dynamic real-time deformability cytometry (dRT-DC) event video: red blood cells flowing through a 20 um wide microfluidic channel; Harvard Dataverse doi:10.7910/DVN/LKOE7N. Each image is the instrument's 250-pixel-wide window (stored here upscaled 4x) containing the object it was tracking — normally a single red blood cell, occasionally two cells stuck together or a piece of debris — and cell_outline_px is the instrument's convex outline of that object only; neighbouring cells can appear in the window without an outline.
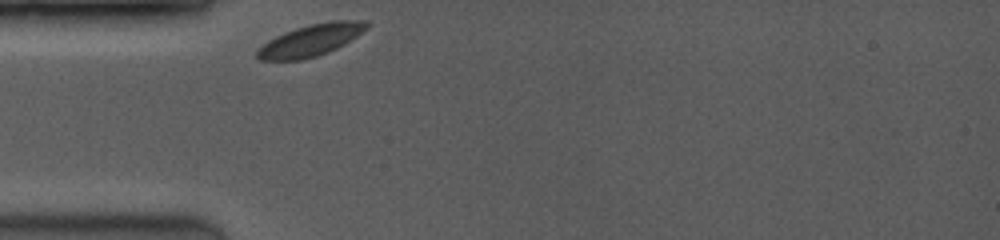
{"species": "common noctule bat (a hibernating species)", "species_latin": "Nyctalus noctula", "temperature_condition": "room temperature", "stored_images_in_passage": 34, "camera_frame_rate_fps": 3500, "um_per_image_px": 0.085, "animal": {"sex": "female", "body_mass_g": 19.0, "forearm_length_mm": 53.3}, "frame": {"image": 1, "passage_image": 1, "time_ms": 0.0, "image_size_px": [1000, 240], "cell_outline_px": [[368, 28], [344, 44], [328, 52], [316, 56], [300, 60], [260, 60], [256, 56], [256, 52], [268, 40], [284, 32], [296, 28], [312, 24], [332, 20], [360, 20], [368, 24]], "centroid_in_image_um": [26.41, 3.42], "position_along_channel_um": 58.6, "area_um2": 19.94}}
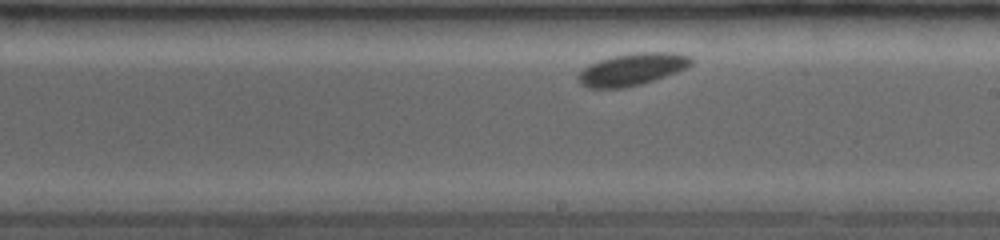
{"frame": {"image": 2, "passage_image": 18, "time_ms": 4.857, "image_size_px": [1000, 240], "cell_outline_px": [[692, 64], [688, 68], [640, 84], [624, 88], [588, 88], [580, 84], [576, 76], [588, 64], [612, 56], [632, 52], [672, 52], [692, 56]], "centroid_in_image_um": [53.72, 5.88], "position_along_channel_um": 235.3, "area_um2": 21.27}}
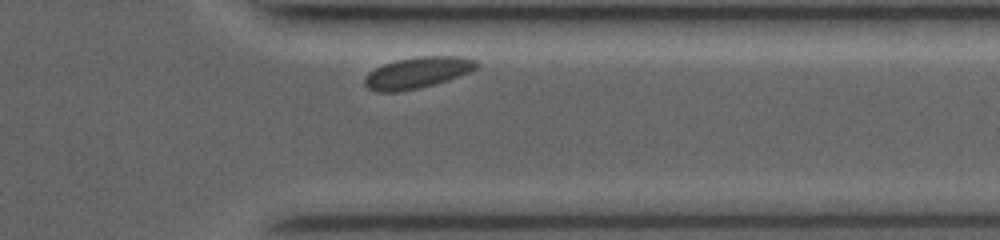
{"frame": {"image": 3, "passage_image": 31, "time_ms": 8.571, "image_size_px": [1000, 240], "cell_outline_px": [[480, 64], [472, 72], [448, 80], [416, 88], [396, 92], [376, 92], [368, 88], [364, 84], [364, 76], [368, 72], [384, 64], [396, 60], [416, 56], [460, 56], [476, 60]], "centroid_in_image_um": [35.49, 6.17], "position_along_channel_um": 375.9, "area_um2": 20.46}}